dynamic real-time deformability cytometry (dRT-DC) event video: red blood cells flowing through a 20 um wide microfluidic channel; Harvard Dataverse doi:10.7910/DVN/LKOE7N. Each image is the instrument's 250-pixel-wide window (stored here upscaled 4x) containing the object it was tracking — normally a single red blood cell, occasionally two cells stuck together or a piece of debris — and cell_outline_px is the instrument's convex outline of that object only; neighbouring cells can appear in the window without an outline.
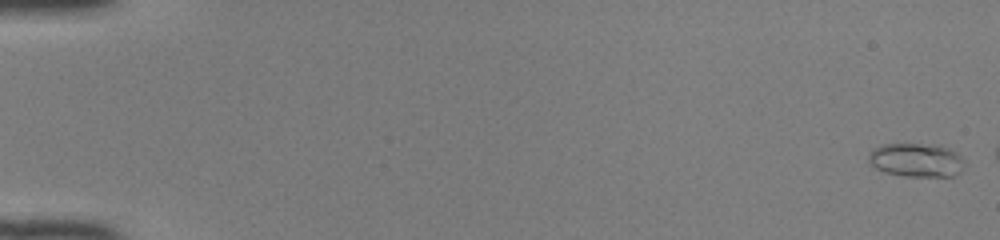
{"species": "common noctule bat (a hibernating species)", "species_latin": "Nyctalus noctula", "temperature_condition": "room temperature", "stored_images_in_passage": 11, "camera_frame_rate_fps": 3000, "um_per_image_px": 0.085, "animal": {"sex": "female", "body_mass_g": 22.0, "forearm_length_mm": 56.7}, "frame": {"image": 1, "passage_image": 1, "time_ms": 0.0, "image_size_px": [1000, 240], "cell_outline_px": [[964, 160], [960, 172], [952, 176], [904, 176], [884, 172], [876, 168], [868, 160], [868, 152], [872, 148], [884, 144], [940, 144], [956, 152]], "centroid_in_image_um": [77.86, 13.59], "position_along_channel_um": 7.1, "area_um2": 18.96}}